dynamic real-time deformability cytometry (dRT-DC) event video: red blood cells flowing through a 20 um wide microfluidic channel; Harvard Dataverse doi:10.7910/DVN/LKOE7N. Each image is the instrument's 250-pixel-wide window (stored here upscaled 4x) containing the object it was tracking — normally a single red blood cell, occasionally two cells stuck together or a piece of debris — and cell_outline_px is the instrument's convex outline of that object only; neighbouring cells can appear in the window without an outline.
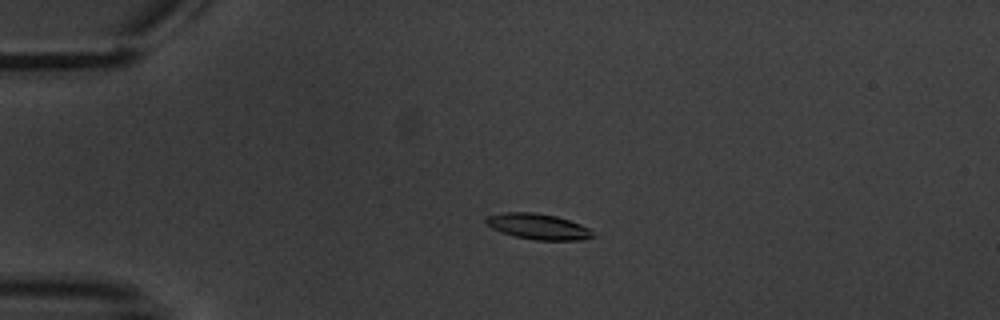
{"species": "common noctule bat (a hibernating species)", "species_latin": "Nyctalus noctula", "temperature_condition": "warm", "stored_images_in_passage": 6, "camera_frame_rate_fps": 3000, "um_per_image_px": 0.085, "animal": {"sex": "male", "body_mass_g": 20.1, "forearm_length_mm": 53.5}, "frame": {"image": 1, "passage_image": 5, "time_ms": 4.667, "image_size_px": [1000, 320], "cell_outline_px": [[596, 236], [584, 240], [536, 240], [516, 236], [500, 232], [484, 224], [484, 220], [488, 216], [504, 212], [536, 212], [556, 216], [580, 224], [588, 228]], "centroid_in_image_um": [45.72, 19.25], "position_along_channel_um": 39.3, "area_um2": 16.07}}